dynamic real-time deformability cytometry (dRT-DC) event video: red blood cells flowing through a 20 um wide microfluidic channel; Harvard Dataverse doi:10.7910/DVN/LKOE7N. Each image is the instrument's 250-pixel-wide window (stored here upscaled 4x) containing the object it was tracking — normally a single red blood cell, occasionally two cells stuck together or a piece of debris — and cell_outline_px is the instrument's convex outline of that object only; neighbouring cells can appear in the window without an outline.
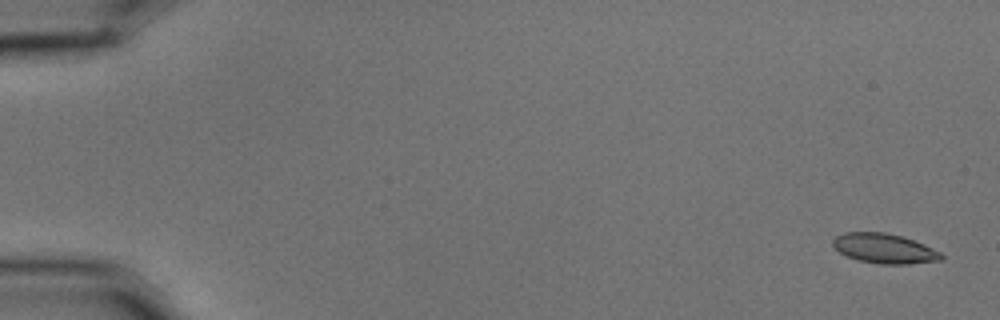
{"species": "common noctule bat (a hibernating species)", "species_latin": "Nyctalus noctula", "temperature_condition": "cold", "stored_images_in_passage": 15, "camera_frame_rate_fps": 3000, "um_per_image_px": 0.085, "animal": {"sex": "male", "body_mass_g": 15.6}, "frame": {"image": 1, "passage_image": 1, "time_ms": 0.0, "image_size_px": [1000, 320], "cell_outline_px": [[944, 256], [940, 260], [908, 264], [880, 264], [860, 260], [848, 256], [840, 252], [832, 244], [832, 240], [836, 236], [844, 232], [884, 232], [900, 236], [924, 244], [940, 252]], "centroid_in_image_um": [75.16, 21.11], "position_along_channel_um": 9.8, "area_um2": 18.55}}
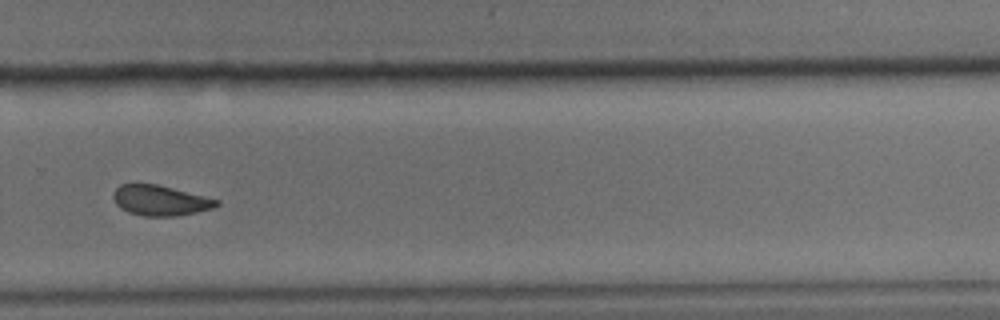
{"frame": {"image": 2, "passage_image": 11, "time_ms": 3.333, "image_size_px": [1000, 320], "cell_outline_px": [[220, 204], [212, 208], [196, 212], [176, 216], [144, 216], [128, 212], [120, 208], [116, 204], [112, 196], [112, 192], [120, 184], [156, 184], [220, 200]], "centroid_in_image_um": [13.59, 17.04], "position_along_channel_um": 316.2, "area_um2": 18.15}}
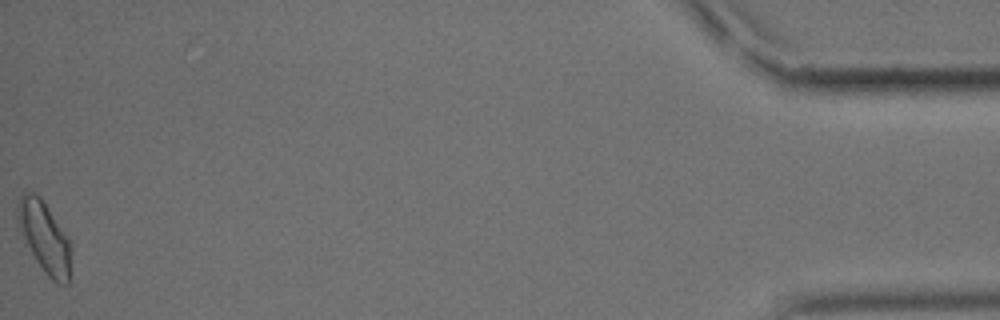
{"frame": {"image": 3, "passage_image": 15, "time_ms": 4.667, "image_size_px": [1000, 320], "cell_outline_px": [[72, 248], [68, 284], [56, 284], [48, 276], [36, 260], [16, 220], [16, 208], [20, 196], [24, 192], [32, 192], [40, 196], [72, 244]], "centroid_in_image_um": [3.8, 20.16], "position_along_channel_um": 431.4, "area_um2": 21.79}}